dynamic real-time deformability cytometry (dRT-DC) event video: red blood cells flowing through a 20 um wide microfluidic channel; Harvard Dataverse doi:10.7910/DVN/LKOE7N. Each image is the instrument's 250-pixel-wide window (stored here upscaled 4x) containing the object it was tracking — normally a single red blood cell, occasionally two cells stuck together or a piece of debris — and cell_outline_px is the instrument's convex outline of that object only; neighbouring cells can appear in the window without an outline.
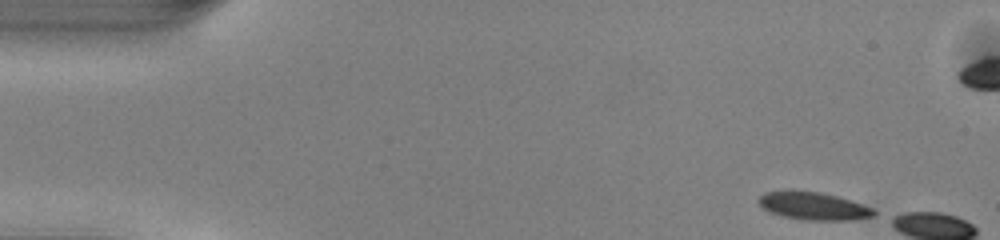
{"species": "common noctule bat (a hibernating species)", "species_latin": "Nyctalus noctula", "temperature_condition": "warm", "stored_images_in_passage": 6, "camera_frame_rate_fps": 3000, "um_per_image_px": 0.085, "animal": {"sex": "male", "body_mass_g": 13.0, "forearm_length_mm": 53.1}, "frame": {"image": 1, "passage_image": 1, "time_ms": 0.0, "image_size_px": [1000, 240], "cell_outline_px": [[876, 216], [856, 220], [808, 220], [784, 216], [768, 212], [760, 204], [760, 196], [764, 192], [820, 192], [836, 196], [876, 208]], "centroid_in_image_um": [69.25, 17.54], "position_along_channel_um": 15.7, "area_um2": 18.26}}